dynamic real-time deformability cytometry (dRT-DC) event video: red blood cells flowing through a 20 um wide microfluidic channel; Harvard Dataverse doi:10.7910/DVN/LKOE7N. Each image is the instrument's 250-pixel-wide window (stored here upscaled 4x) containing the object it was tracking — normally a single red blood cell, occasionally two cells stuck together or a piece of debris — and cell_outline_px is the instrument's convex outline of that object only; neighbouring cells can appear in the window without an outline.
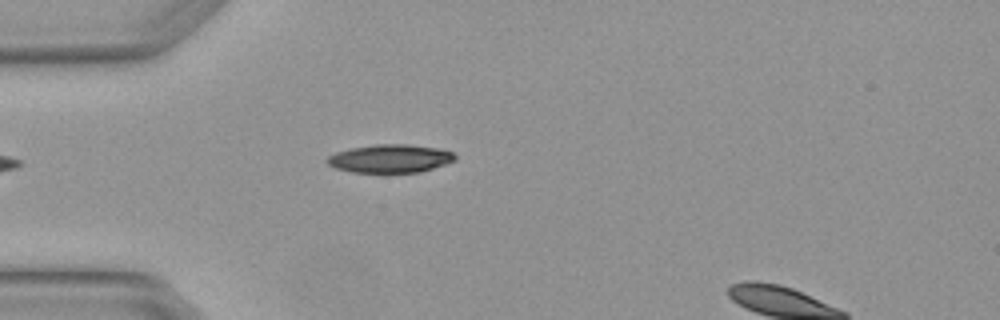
{"species": "Egyptian fruit bat (a non-hibernating species)", "species_latin": "Rousettus aegyptiacus", "temperature_condition": "warm", "stored_images_in_passage": 2, "camera_frame_rate_fps": 3000, "um_per_image_px": 0.085, "animal": {"sex": "female"}, "frame": {"image": 1, "passage_image": 2, "time_ms": 0.333, "image_size_px": [1000, 320], "cell_outline_px": [[456, 160], [420, 172], [352, 172], [336, 168], [328, 164], [324, 160], [328, 156], [336, 152], [352, 148], [376, 144], [408, 144], [436, 148], [452, 152], [456, 156]], "centroid_in_image_um": [33.14, 13.47], "position_along_channel_um": 51.9, "area_um2": 20.87}}